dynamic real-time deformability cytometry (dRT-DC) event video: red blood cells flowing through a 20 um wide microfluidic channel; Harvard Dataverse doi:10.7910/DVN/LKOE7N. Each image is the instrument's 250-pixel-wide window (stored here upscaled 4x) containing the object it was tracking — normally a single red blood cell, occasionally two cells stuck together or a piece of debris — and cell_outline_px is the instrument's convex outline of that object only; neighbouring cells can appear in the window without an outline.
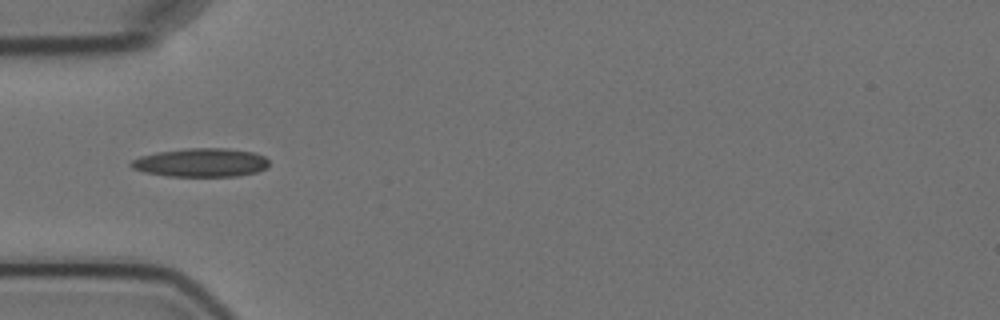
{"species": "Egyptian fruit bat (a non-hibernating species)", "species_latin": "Rousettus aegyptiacus", "temperature_condition": "cold", "stored_images_in_passage": 6, "camera_frame_rate_fps": 3000, "um_per_image_px": 0.085, "animal": {"sex": "female"}, "frame": {"image": 1, "passage_image": 4, "time_ms": 3.667, "image_size_px": [1000, 320], "cell_outline_px": [[268, 168], [256, 172], [236, 176], [168, 176], [144, 172], [132, 168], [128, 164], [132, 160], [140, 156], [160, 152], [188, 148], [228, 148], [252, 152], [264, 156], [268, 160]], "centroid_in_image_um": [17.09, 13.82], "position_along_channel_um": 67.9, "area_um2": 22.95}}
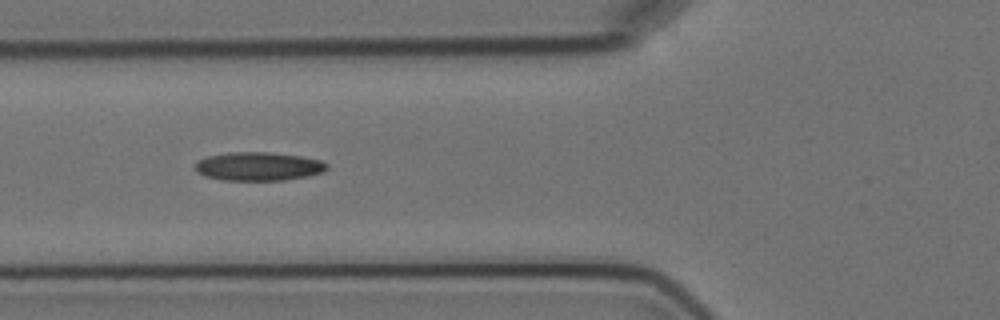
{"frame": {"image": 2, "passage_image": 5, "time_ms": 4.667, "image_size_px": [1000, 320], "cell_outline_px": [[328, 168], [324, 172], [308, 176], [284, 180], [220, 180], [204, 176], [196, 172], [196, 164], [200, 160], [208, 156], [228, 152], [268, 152], [300, 156], [320, 160], [328, 164]], "centroid_in_image_um": [21.98, 14.15], "position_along_channel_um": 103.8, "area_um2": 21.96}}
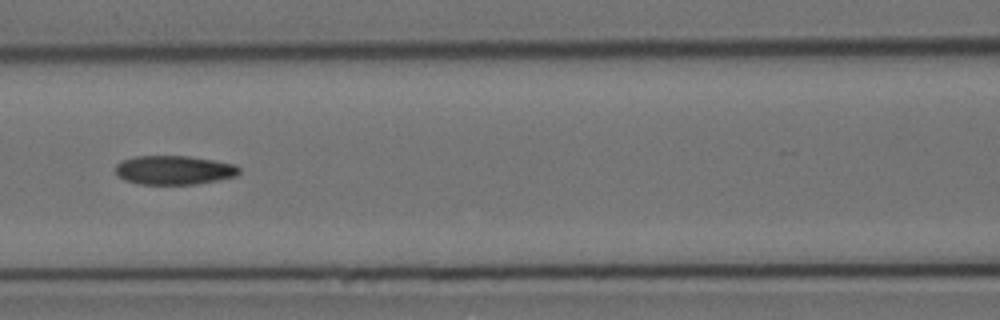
{"frame": {"image": 3, "passage_image": 6, "time_ms": 6.0, "image_size_px": [1000, 320], "cell_outline_px": [[240, 172], [236, 176], [196, 184], [136, 184], [124, 180], [116, 176], [116, 164], [120, 160], [136, 156], [188, 156], [236, 164], [240, 168]], "centroid_in_image_um": [14.75, 14.46], "position_along_channel_um": 151.8, "area_um2": 21.04}}